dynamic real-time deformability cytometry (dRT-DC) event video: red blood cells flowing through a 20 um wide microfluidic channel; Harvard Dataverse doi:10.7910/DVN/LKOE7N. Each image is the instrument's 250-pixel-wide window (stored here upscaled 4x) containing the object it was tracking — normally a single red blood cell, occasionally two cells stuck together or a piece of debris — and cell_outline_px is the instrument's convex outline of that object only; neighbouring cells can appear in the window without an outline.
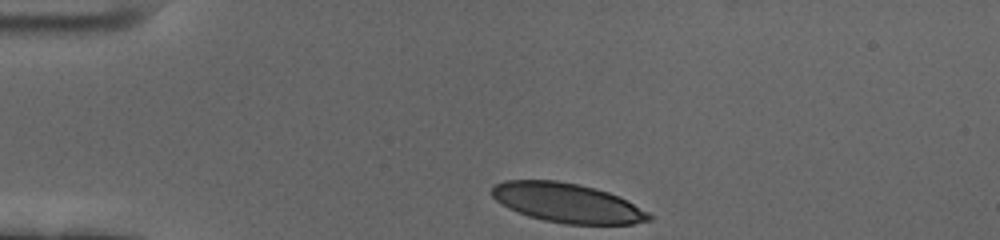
{"species": "human", "species_latin": "Homo sapiens", "temperature_condition": "cold", "stored_images_in_passage": 37, "camera_frame_rate_fps": 3000, "um_per_image_px": 0.085, "donor": {"sex": "female"}, "frame": {"image": 1, "passage_image": 1, "time_ms": 0.0, "image_size_px": [1000, 240], "cell_outline_px": [[652, 220], [632, 224], [564, 224], [544, 220], [528, 216], [508, 208], [500, 204], [492, 196], [492, 188], [496, 184], [504, 180], [556, 180], [580, 184], [596, 188], [620, 196], [648, 212], [652, 216]], "centroid_in_image_um": [48.22, 17.24], "position_along_channel_um": 36.8, "area_um2": 36.18}}
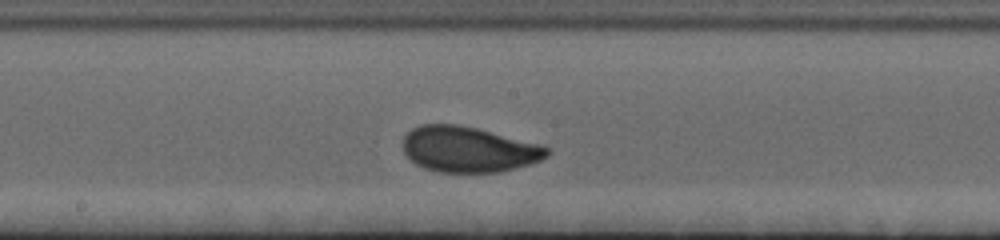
{"frame": {"image": 2, "passage_image": 20, "time_ms": 6.333, "image_size_px": [1000, 240], "cell_outline_px": [[552, 152], [548, 156], [540, 160], [516, 168], [500, 172], [440, 172], [424, 168], [416, 164], [404, 152], [404, 136], [412, 128], [420, 124], [456, 124], [476, 128], [540, 144], [548, 148]], "centroid_in_image_um": [39.83, 12.69], "position_along_channel_um": 208.4, "area_um2": 38.15}}
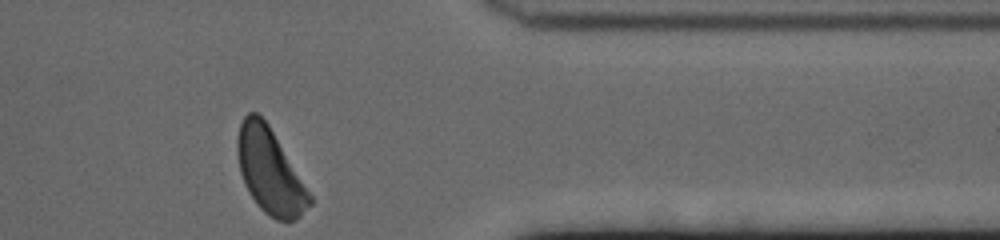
{"frame": {"image": 3, "passage_image": 37, "time_ms": 12.0, "image_size_px": [1000, 240], "cell_outline_px": [[312, 204], [296, 220], [276, 220], [264, 212], [260, 208], [248, 192], [244, 184], [240, 172], [236, 152], [236, 140], [240, 124], [244, 116], [248, 112], [256, 112], [268, 124], [312, 196]], "centroid_in_image_um": [22.92, 14.55], "position_along_channel_um": 388.5, "area_um2": 35.55}, "authors_computed_cell_mechanics": {"area_um2": 37.3966, "velocity_mm_per_s": 3.4141, "shape_relaxation_time_tau1_ms": 2.6637, "shape_relaxation_time_tau2_ms": 0.9331, "deformation_change_tau1": 0.1313, "deformation_change_tau2": 0.0623}}